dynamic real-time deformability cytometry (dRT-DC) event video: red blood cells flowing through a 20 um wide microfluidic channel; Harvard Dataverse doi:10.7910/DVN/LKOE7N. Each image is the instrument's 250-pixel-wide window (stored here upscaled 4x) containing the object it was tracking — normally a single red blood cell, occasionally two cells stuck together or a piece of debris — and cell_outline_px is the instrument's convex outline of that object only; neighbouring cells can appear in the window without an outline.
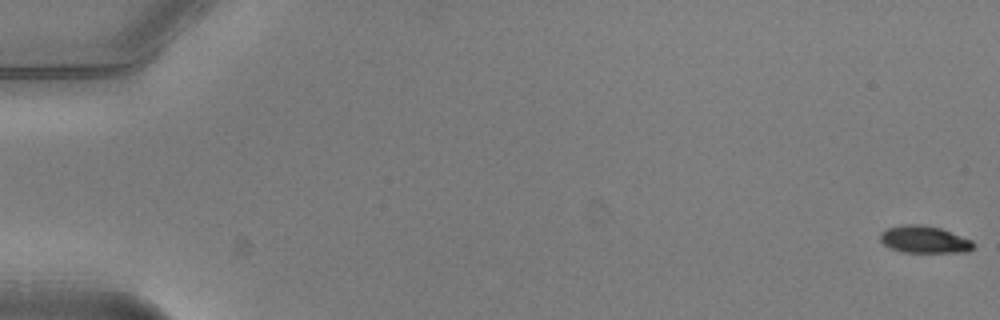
{"species": "common noctule bat (a hibernating species)", "species_latin": "Nyctalus noctula", "temperature_condition": "warm", "stored_images_in_passage": 52, "camera_frame_rate_fps": 3000, "um_per_image_px": 0.085, "animal": {"sex": "male", "body_mass_g": 20.5, "forearm_length_mm": 52.5}, "frame": {"image": 1, "passage_image": 1, "time_ms": 0.0, "image_size_px": [1000, 320], "cell_outline_px": [[972, 248], [968, 252], [900, 252], [884, 244], [880, 240], [880, 232], [888, 228], [904, 224], [920, 224], [940, 228], [972, 240]], "centroid_in_image_um": [78.54, 20.35], "position_along_channel_um": 6.5, "area_um2": 14.62}}
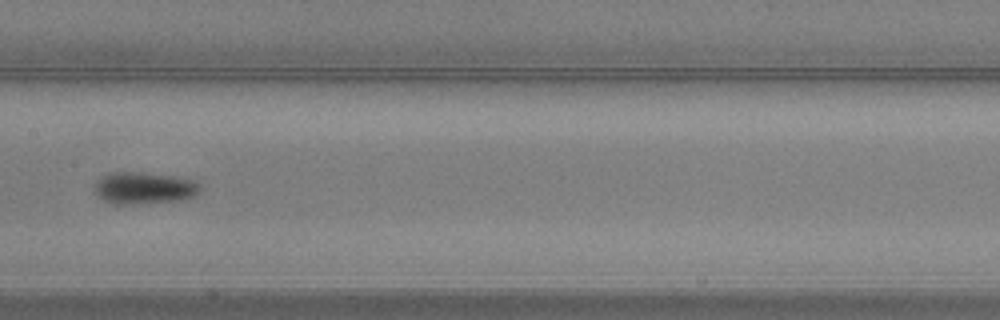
{"frame": {"image": 2, "passage_image": 28, "time_ms": 9.0, "image_size_px": [1000, 320], "cell_outline_px": [[200, 188], [196, 196], [176, 200], [124, 204], [116, 204], [104, 200], [96, 196], [96, 180], [100, 176], [108, 172], [148, 172], [176, 176], [196, 180], [200, 184]], "centroid_in_image_um": [12.25, 15.94], "position_along_channel_um": 195.2, "area_um2": 19.71}}
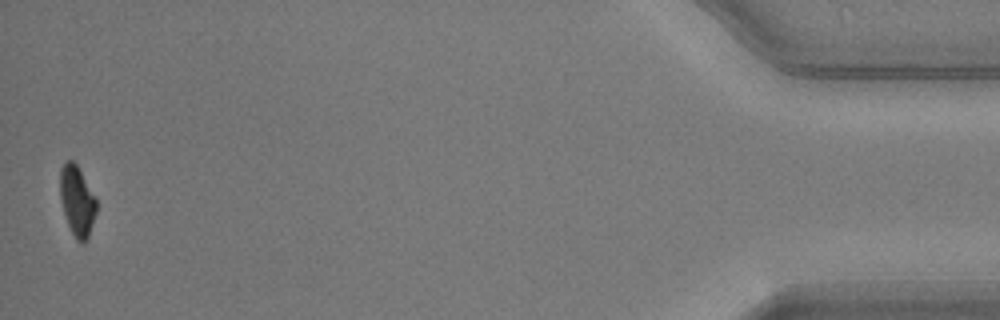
{"frame": {"image": 3, "passage_image": 52, "time_ms": 17.0, "image_size_px": [1000, 320], "cell_outline_px": [[96, 212], [88, 236], [84, 244], [76, 240], [68, 224], [64, 212], [60, 196], [60, 168], [68, 160], [72, 160], [76, 164], [96, 200]], "centroid_in_image_um": [6.54, 17.09], "position_along_channel_um": 428.7, "area_um2": 14.39}, "authors_computed_cell_mechanics": {"area_um2": 17.2822, "velocity_mm_per_s": 3.9969, "shape_relaxation_time_tau1_ms": 1.7499, "shape_relaxation_time_tau2_ms": null, "deformation_change_tau1": 0.1107, "deformation_change_tau2": null}}